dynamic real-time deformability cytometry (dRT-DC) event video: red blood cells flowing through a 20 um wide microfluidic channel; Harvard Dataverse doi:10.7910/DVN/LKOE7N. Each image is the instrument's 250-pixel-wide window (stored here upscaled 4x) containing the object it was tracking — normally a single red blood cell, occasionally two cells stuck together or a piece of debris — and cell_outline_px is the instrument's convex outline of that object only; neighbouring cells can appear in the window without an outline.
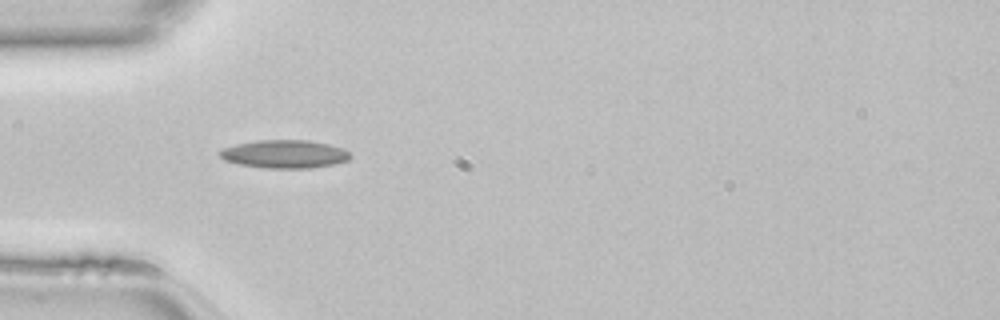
{"species": "common noctule bat (a hibernating species)", "species_latin": "Nyctalus noctula", "temperature_condition": "room temperature", "stored_images_in_passage": 46, "camera_frame_rate_fps": 3000, "um_per_image_px": 0.085, "animal": {"sex": "female", "body_mass_g": 22.7, "forearm_length_mm": 54.2}, "frame": {"image": 1, "passage_image": 14, "time_ms": 4.333, "image_size_px": [1000, 320], "cell_outline_px": [[352, 156], [348, 160], [332, 164], [308, 168], [264, 168], [240, 164], [224, 160], [216, 152], [220, 148], [236, 144], [260, 140], [308, 140], [328, 144], [344, 148]], "centroid_in_image_um": [24.15, 13.09], "position_along_channel_um": 60.9, "area_um2": 21.44}}